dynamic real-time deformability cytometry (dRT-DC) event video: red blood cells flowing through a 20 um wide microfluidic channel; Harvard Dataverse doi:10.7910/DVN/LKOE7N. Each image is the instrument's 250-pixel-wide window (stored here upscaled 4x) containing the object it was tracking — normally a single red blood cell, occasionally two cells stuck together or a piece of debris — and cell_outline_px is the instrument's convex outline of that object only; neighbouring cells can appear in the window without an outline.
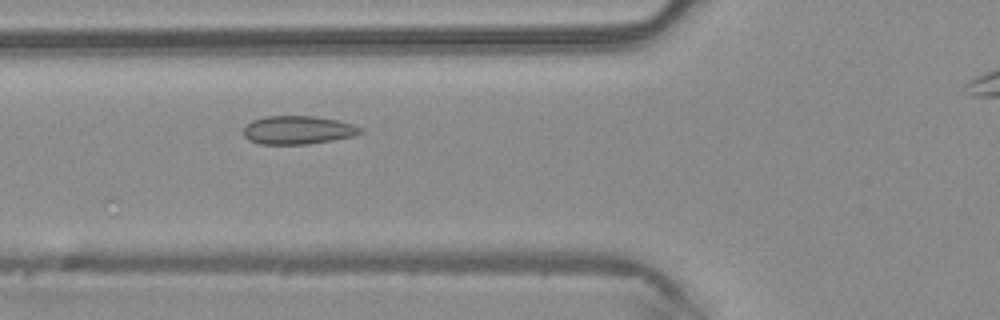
{"species": "common noctule bat (a hibernating species)", "species_latin": "Nyctalus noctula", "temperature_condition": "warm", "stored_images_in_passage": 25, "camera_frame_rate_fps": 3000, "um_per_image_px": 0.085, "animal": {"sex": "male", "body_mass_g": 20.4}, "frame": {"image": 1, "passage_image": 3, "time_ms": 0.667, "image_size_px": [1000, 320], "cell_outline_px": [[364, 132], [356, 136], [308, 144], [260, 144], [248, 140], [244, 136], [244, 128], [252, 120], [264, 116], [312, 116], [336, 120], [352, 124], [364, 128]], "centroid_in_image_um": [25.35, 11.06], "position_along_channel_um": 100.5, "area_um2": 19.42}}
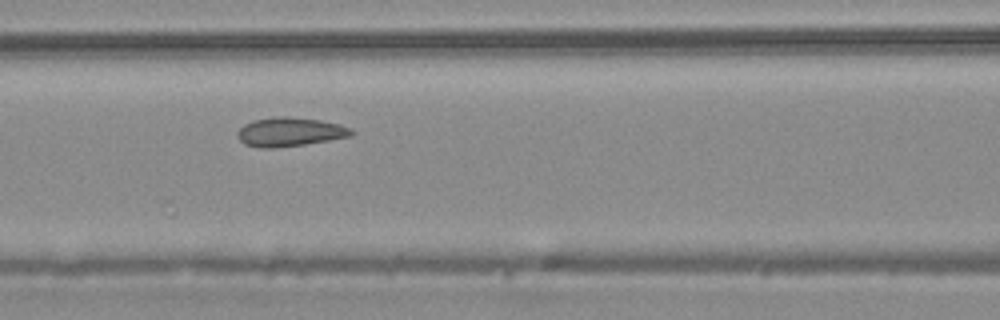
{"frame": {"image": 2, "passage_image": 6, "time_ms": 1.667, "image_size_px": [1000, 320], "cell_outline_px": [[356, 132], [352, 136], [304, 144], [276, 148], [260, 148], [244, 144], [236, 136], [236, 132], [244, 124], [252, 120], [280, 116], [288, 116], [320, 120], [340, 124], [352, 128]], "centroid_in_image_um": [24.64, 11.21], "position_along_channel_um": 142.0, "area_um2": 19.42}}
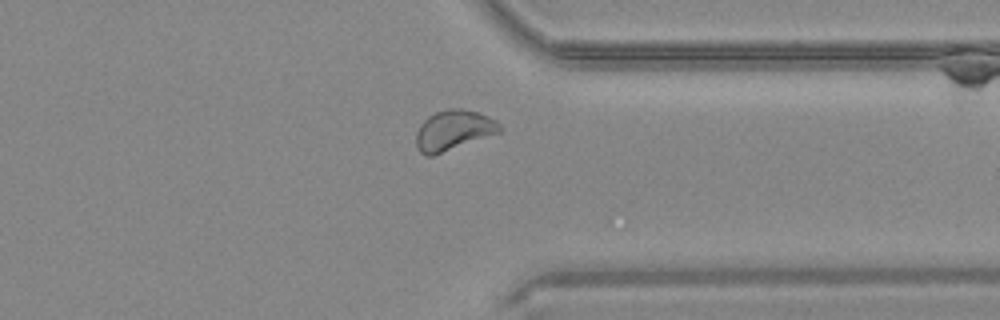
{"frame": {"image": 3, "passage_image": 23, "time_ms": 7.333, "image_size_px": [1000, 320], "cell_outline_px": [[504, 128], [500, 132], [432, 156], [428, 156], [420, 152], [416, 144], [416, 132], [420, 124], [428, 116], [436, 112], [448, 108], [464, 108], [480, 112], [496, 120]], "centroid_in_image_um": [38.56, 11.05], "position_along_channel_um": 372.8, "area_um2": 19.65}}